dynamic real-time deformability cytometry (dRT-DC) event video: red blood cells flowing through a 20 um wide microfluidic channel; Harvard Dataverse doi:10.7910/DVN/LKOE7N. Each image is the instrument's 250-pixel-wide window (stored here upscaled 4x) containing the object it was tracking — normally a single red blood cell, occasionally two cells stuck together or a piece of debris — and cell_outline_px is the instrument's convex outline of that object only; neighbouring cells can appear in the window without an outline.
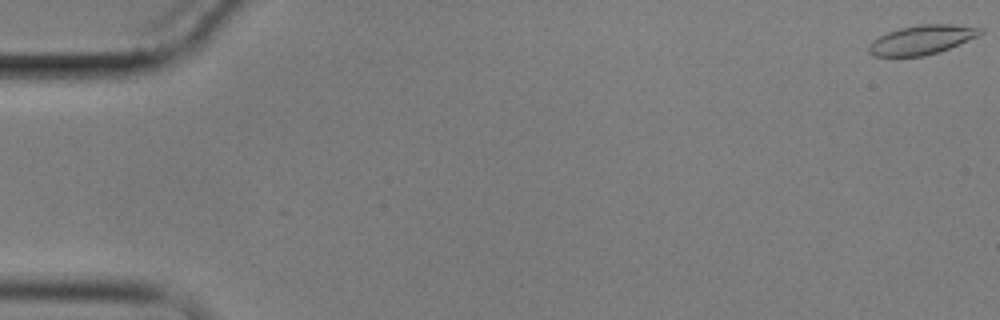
{"species": "common noctule bat (a hibernating species)", "species_latin": "Nyctalus noctula", "temperature_condition": "cold", "stored_images_in_passage": 6, "camera_frame_rate_fps": 3000, "um_per_image_px": 0.085, "animal": {"sex": "male", "body_mass_g": 17.9}, "frame": {"image": 1, "passage_image": 1, "time_ms": 0.0, "image_size_px": [1000, 320], "cell_outline_px": [[984, 32], [976, 36], [948, 48], [924, 56], [876, 56], [868, 52], [868, 48], [872, 40], [888, 32], [900, 28], [920, 24], [952, 24], [984, 28]], "centroid_in_image_um": [78.34, 3.37], "position_along_channel_um": 6.7, "area_um2": 18.67}}
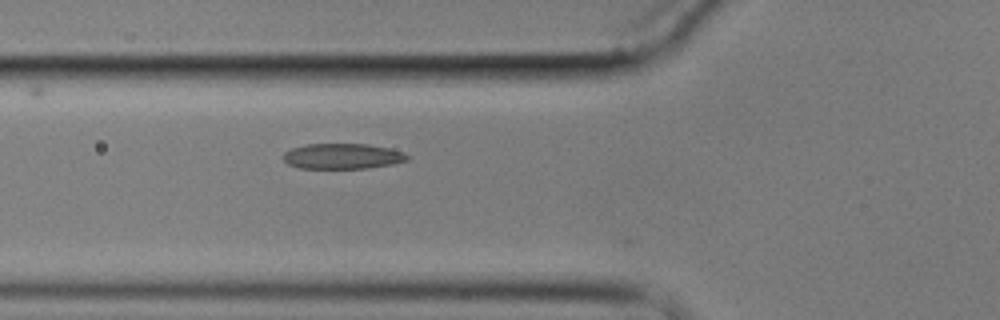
{"frame": {"image": 2, "passage_image": 6, "time_ms": 7.0, "image_size_px": [1000, 320], "cell_outline_px": [[408, 160], [392, 164], [368, 168], [300, 168], [288, 164], [280, 156], [284, 152], [292, 148], [308, 144], [368, 144], [388, 148], [404, 152], [408, 156]], "centroid_in_image_um": [29.09, 13.28], "position_along_channel_um": 96.7, "area_um2": 18.38}}